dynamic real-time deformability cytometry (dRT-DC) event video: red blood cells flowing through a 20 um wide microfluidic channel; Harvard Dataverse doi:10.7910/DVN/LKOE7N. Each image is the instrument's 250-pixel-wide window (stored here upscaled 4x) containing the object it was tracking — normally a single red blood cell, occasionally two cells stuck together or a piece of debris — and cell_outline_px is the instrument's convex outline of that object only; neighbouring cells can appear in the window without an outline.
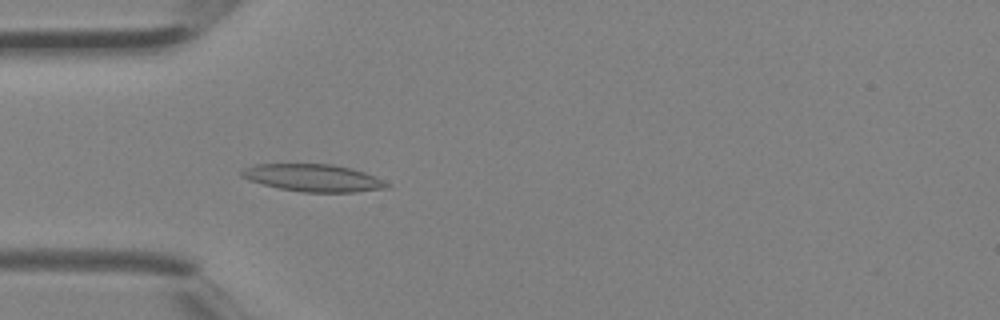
{"species": "Egyptian fruit bat (a non-hibernating species)", "species_latin": "Rousettus aegyptiacus", "temperature_condition": "room temperature", "stored_images_in_passage": 4, "camera_frame_rate_fps": 3000, "um_per_image_px": 0.085, "animal": {"sex": "female"}, "frame": {"image": 1, "passage_image": 4, "time_ms": 1.0, "image_size_px": [1000, 320], "cell_outline_px": [[388, 188], [356, 192], [300, 192], [280, 188], [248, 180], [240, 176], [240, 172], [244, 168], [256, 164], [332, 164], [364, 172], [388, 184]], "centroid_in_image_um": [26.56, 15.12], "position_along_channel_um": 58.4, "area_um2": 22.83}}